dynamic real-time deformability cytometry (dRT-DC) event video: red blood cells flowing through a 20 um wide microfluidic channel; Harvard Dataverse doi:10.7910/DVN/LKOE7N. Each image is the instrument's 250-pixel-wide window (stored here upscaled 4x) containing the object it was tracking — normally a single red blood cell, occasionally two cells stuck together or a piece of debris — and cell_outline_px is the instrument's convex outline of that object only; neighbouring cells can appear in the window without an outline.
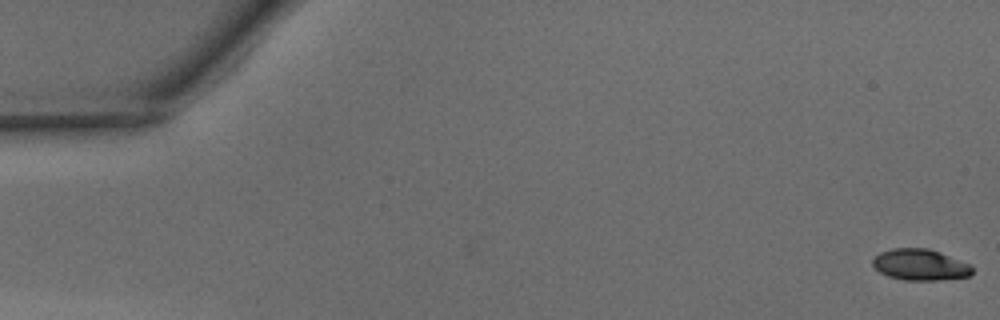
{"species": "common noctule bat (a hibernating species)", "species_latin": "Nyctalus noctula", "temperature_condition": "warm", "stored_images_in_passage": 41, "camera_frame_rate_fps": 3000, "um_per_image_px": 0.085, "animal": {"sex": "male", "body_mass_g": 15.6}, "frame": {"image": 1, "passage_image": 1, "time_ms": 0.0, "image_size_px": [1000, 320], "cell_outline_px": [[972, 272], [968, 276], [940, 280], [904, 280], [888, 276], [880, 272], [872, 264], [872, 260], [880, 252], [892, 248], [928, 248], [940, 252], [972, 264]], "centroid_in_image_um": [78.22, 22.49], "position_along_channel_um": 6.8, "area_um2": 18.15}}
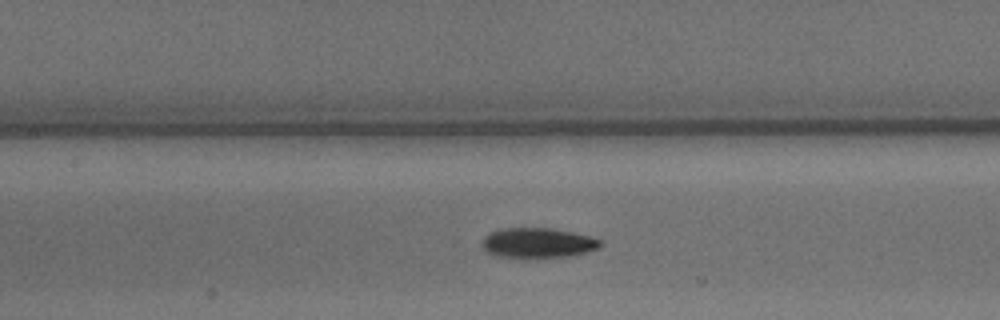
{"frame": {"image": 2, "passage_image": 23, "time_ms": 7.333, "image_size_px": [1000, 320], "cell_outline_px": [[600, 248], [588, 252], [572, 256], [528, 260], [496, 256], [488, 252], [484, 248], [484, 236], [500, 228], [548, 228], [572, 232], [588, 236], [600, 240]], "centroid_in_image_um": [45.72, 20.69], "position_along_channel_um": 161.7, "area_um2": 21.15}}
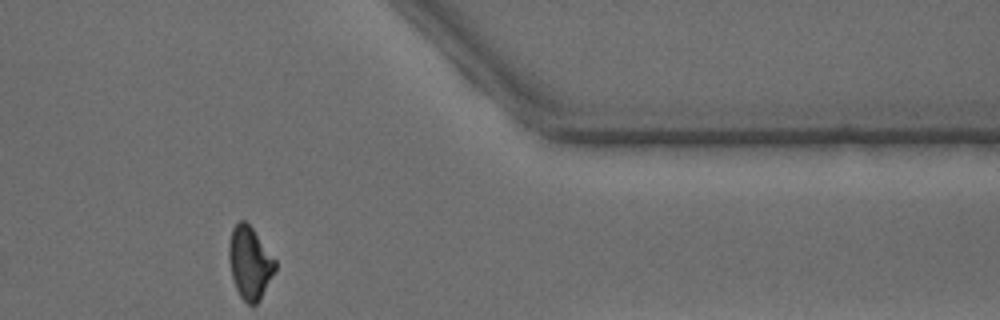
{"frame": {"image": 3, "passage_image": 41, "time_ms": 13.333, "image_size_px": [1000, 320], "cell_outline_px": [[276, 268], [260, 300], [256, 304], [248, 304], [240, 296], [236, 288], [232, 276], [228, 256], [228, 244], [232, 228], [240, 220], [244, 220], [252, 228], [276, 260]], "centroid_in_image_um": [21.22, 22.33], "position_along_channel_um": 390.2, "area_um2": 19.36}, "authors_computed_cell_mechanics": {"area_um2": 19.941, "velocity_mm_per_s": 4.1363, "shape_relaxation_time_tau1_ms": 2.8804, "shape_relaxation_time_tau2_ms": 4.5984, "deformation_change_tau1": 0.1497, "deformation_change_tau2": 0.1177}}